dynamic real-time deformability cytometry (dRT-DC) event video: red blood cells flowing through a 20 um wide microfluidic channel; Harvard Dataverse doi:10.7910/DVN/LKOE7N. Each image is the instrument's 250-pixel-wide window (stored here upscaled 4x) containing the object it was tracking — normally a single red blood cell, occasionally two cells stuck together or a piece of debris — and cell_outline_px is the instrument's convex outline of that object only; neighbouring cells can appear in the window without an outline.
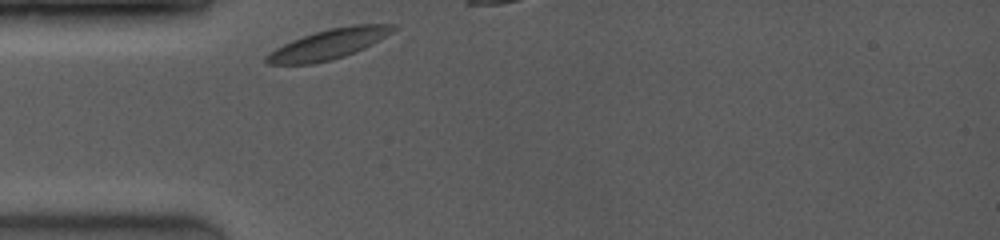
{"species": "common noctule bat (a hibernating species)", "species_latin": "Nyctalus noctula", "temperature_condition": "room temperature", "stored_images_in_passage": 10, "camera_frame_rate_fps": 4000, "um_per_image_px": 0.085, "animal": {"sex": "female", "body_mass_g": 19.0, "forearm_length_mm": 53.3}, "frame": {"image": 1, "passage_image": 1, "time_ms": 0.0, "image_size_px": [1000, 240], "cell_outline_px": [[396, 28], [392, 32], [364, 48], [344, 56], [312, 64], [268, 64], [264, 60], [264, 56], [276, 48], [292, 40], [316, 32], [332, 28], [352, 24], [392, 24]], "centroid_in_image_um": [27.91, 3.75], "position_along_channel_um": 57.1, "area_um2": 21.73}}